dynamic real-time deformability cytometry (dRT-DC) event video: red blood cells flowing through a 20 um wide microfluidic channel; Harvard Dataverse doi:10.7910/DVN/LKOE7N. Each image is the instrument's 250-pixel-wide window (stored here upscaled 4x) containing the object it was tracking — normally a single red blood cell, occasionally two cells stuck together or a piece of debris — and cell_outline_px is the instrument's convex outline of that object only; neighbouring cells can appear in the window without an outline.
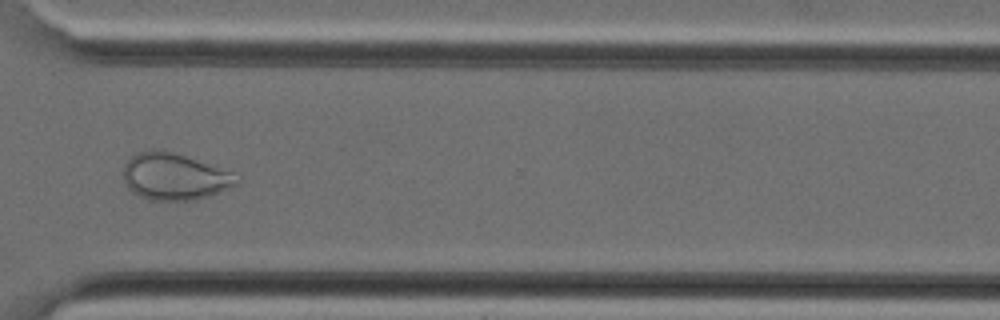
{"species": "Egyptian fruit bat (a non-hibernating species)", "species_latin": "Rousettus aegyptiacus", "temperature_condition": "cold", "stored_images_in_passage": 32, "camera_frame_rate_fps": 3000, "um_per_image_px": 0.085, "animal": {"sex": "female"}, "frame": {"image": 1, "passage_image": 23, "time_ms": 7.333, "image_size_px": [1000, 320], "cell_outline_px": [[240, 184], [208, 196], [196, 200], [152, 200], [140, 196], [132, 192], [128, 188], [124, 180], [124, 164], [136, 152], [152, 148], [164, 148], [228, 172], [240, 180]], "centroid_in_image_um": [14.77, 15.0], "position_along_channel_um": 355.8, "area_um2": 30.75}}